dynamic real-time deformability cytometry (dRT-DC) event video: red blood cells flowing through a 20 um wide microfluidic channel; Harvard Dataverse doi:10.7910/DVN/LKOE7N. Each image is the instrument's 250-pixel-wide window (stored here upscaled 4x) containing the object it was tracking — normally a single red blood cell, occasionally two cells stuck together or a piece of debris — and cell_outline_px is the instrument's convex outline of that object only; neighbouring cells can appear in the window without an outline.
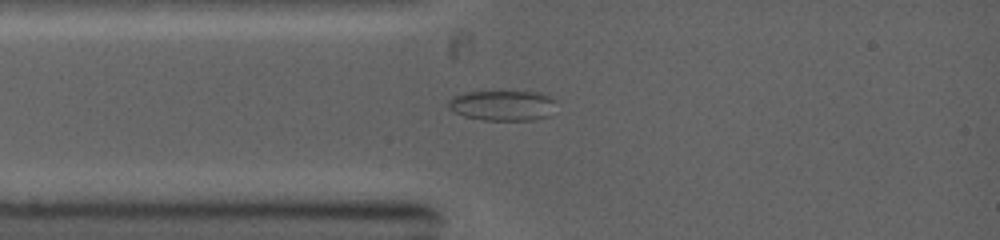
{"species": "common noctule bat (a hibernating species)", "species_latin": "Nyctalus noctula", "temperature_condition": "warm", "stored_images_in_passage": 3, "camera_frame_rate_fps": 5000, "um_per_image_px": 0.085, "animal": {"sex": "female", "body_mass_g": 19.0, "forearm_length_mm": 53.3}, "frame": {"image": 1, "passage_image": 3, "time_ms": 2.2, "image_size_px": [1000, 240], "cell_outline_px": [[556, 100], [548, 116], [532, 120], [484, 120], [464, 116], [452, 112], [448, 108], [448, 100], [452, 96], [464, 92], [536, 92], [548, 96]], "centroid_in_image_um": [42.65, 8.97], "position_along_channel_um": 42.4, "area_um2": 18.96}}